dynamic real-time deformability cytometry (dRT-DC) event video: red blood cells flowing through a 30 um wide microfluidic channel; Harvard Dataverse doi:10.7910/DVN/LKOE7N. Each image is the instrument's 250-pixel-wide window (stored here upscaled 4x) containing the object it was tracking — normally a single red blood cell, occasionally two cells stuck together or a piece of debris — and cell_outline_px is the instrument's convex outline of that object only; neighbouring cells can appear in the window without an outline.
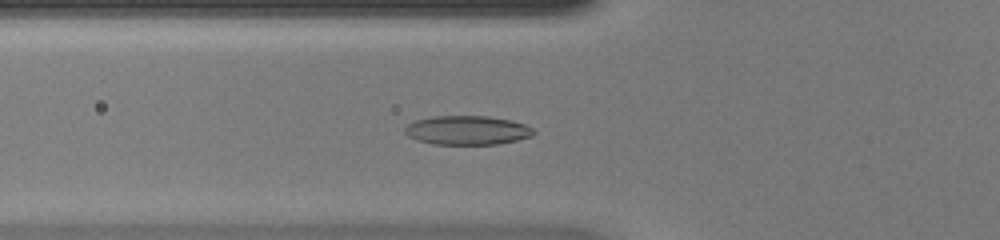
{"species": "common noctule bat (a hibernating species)", "species_latin": "Nyctalus noctula", "temperature_condition": "warm", "stored_images_in_passage": 43, "camera_frame_rate_fps": 3000, "um_per_image_px": 0.085, "animal": {"sex": "female", "body_mass_g": 20.0, "forearm_length_mm": 54.0}, "frame": {"image": 1, "passage_image": 13, "time_ms": 4.0, "image_size_px": [1000, 240], "cell_outline_px": [[536, 132], [532, 136], [516, 140], [496, 144], [432, 144], [416, 140], [408, 136], [404, 132], [404, 128], [408, 124], [416, 120], [432, 116], [488, 116], [512, 120], [524, 124], [532, 128]], "centroid_in_image_um": [39.7, 11.07], "position_along_channel_um": 86.1, "area_um2": 21.85}}
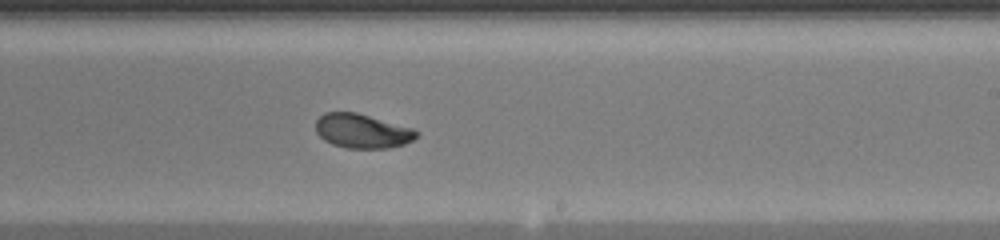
{"frame": {"image": 2, "passage_image": 25, "time_ms": 8.0, "image_size_px": [1000, 240], "cell_outline_px": [[420, 132], [412, 140], [404, 144], [388, 148], [348, 148], [332, 144], [324, 140], [316, 132], [316, 120], [324, 112], [356, 112], [412, 128]], "centroid_in_image_um": [30.77, 11.13], "position_along_channel_um": 258.2, "area_um2": 20.0}}
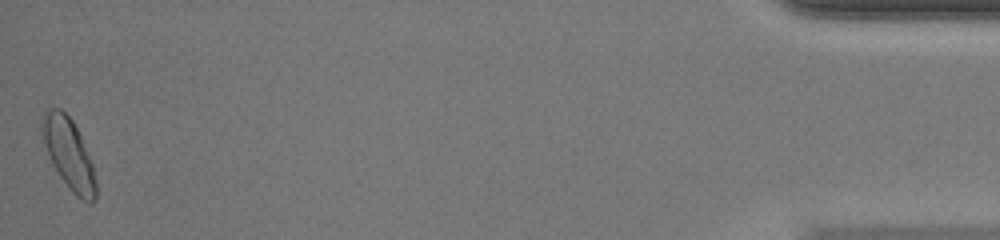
{"frame": {"image": 3, "passage_image": 43, "time_ms": 14.0, "image_size_px": [1000, 240], "cell_outline_px": [[96, 200], [92, 204], [80, 200], [68, 188], [52, 164], [44, 144], [40, 132], [40, 120], [44, 112], [52, 108], [60, 108], [72, 120], [80, 136], [92, 164], [96, 184]], "centroid_in_image_um": [5.82, 13.09], "position_along_channel_um": 429.4, "area_um2": 22.14}, "authors_computed_cell_mechanics": {"area_um2": 20.2878, "velocity_mm_per_s": 4.2982, "shape_relaxation_time_tau1_ms": 3.1708, "shape_relaxation_time_tau2_ms": 1.065, "deformation_change_tau1": 0.1463, "deformation_change_tau2": 0.0427}}